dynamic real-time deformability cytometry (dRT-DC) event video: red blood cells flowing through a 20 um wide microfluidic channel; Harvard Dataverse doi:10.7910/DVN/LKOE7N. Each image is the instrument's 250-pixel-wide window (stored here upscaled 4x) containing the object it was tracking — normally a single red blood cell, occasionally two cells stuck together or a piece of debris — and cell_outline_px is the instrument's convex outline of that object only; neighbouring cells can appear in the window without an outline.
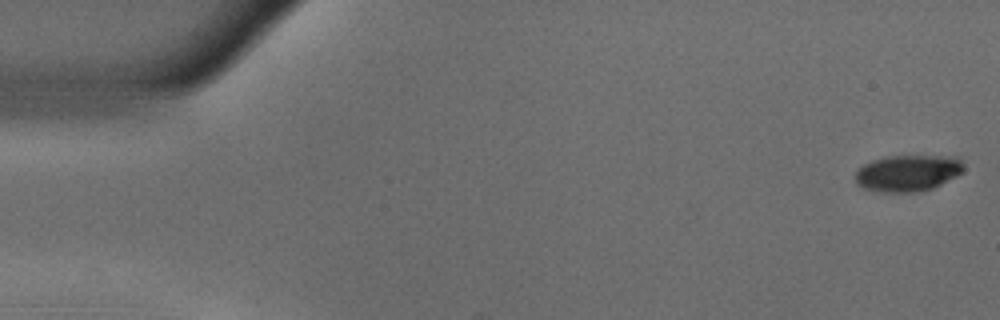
{"species": "common noctule bat (a hibernating species)", "species_latin": "Nyctalus noctula", "temperature_condition": "warm", "stored_images_in_passage": 54, "camera_frame_rate_fps": 3000, "um_per_image_px": 0.085, "animal": {"sex": "male", "body_mass_g": 18.8}, "frame": {"image": 1, "passage_image": 1, "time_ms": 0.0, "image_size_px": [1000, 320], "cell_outline_px": [[964, 168], [956, 176], [932, 188], [920, 192], [880, 192], [864, 188], [856, 184], [856, 172], [864, 164], [872, 160], [884, 156], [956, 156], [964, 164]], "centroid_in_image_um": [77.15, 14.71], "position_along_channel_um": 7.8, "area_um2": 23.0}}
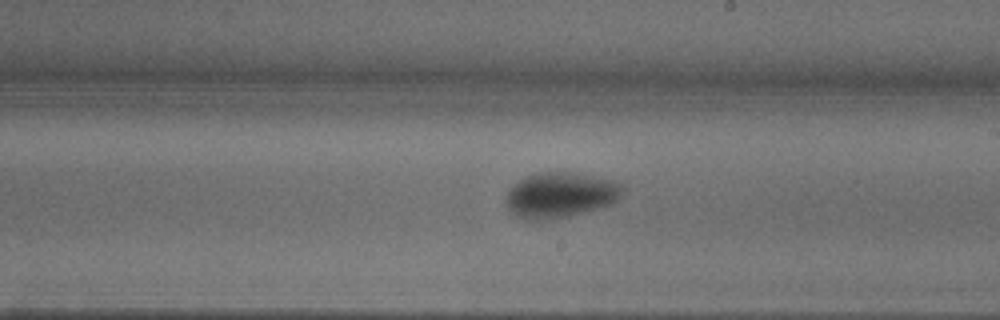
{"frame": {"image": 2, "passage_image": 31, "time_ms": 10.0, "image_size_px": [1000, 320], "cell_outline_px": [[624, 188], [620, 196], [612, 204], [600, 208], [568, 216], [548, 220], [524, 220], [516, 216], [504, 204], [504, 196], [508, 188], [524, 176], [544, 172], [568, 172], [592, 176], [612, 180], [620, 184]], "centroid_in_image_um": [47.56, 16.59], "position_along_channel_um": 241.4, "area_um2": 31.1}}
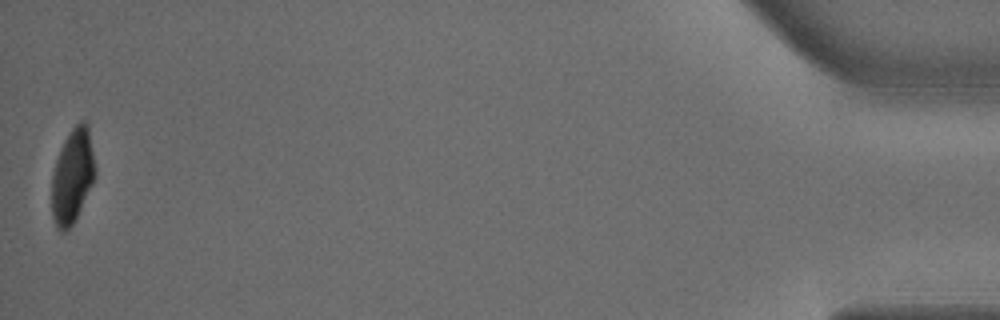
{"frame": {"image": 3, "passage_image": 54, "time_ms": 17.667, "image_size_px": [1000, 320], "cell_outline_px": [[96, 176], [76, 220], [64, 232], [60, 232], [56, 228], [52, 216], [52, 176], [56, 160], [60, 148], [64, 140], [72, 128], [80, 120], [88, 120], [96, 172]], "centroid_in_image_um": [6.17, 14.95], "position_along_channel_um": 429.0, "area_um2": 24.22}, "authors_computed_cell_mechanics": {"area_um2": 27.3683, "velocity_mm_per_s": 3.6801, "shape_relaxation_time_tau1_ms": 2.9564, "shape_relaxation_time_tau2_ms": null, "deformation_change_tau1": 0.1695, "deformation_change_tau2": null}}